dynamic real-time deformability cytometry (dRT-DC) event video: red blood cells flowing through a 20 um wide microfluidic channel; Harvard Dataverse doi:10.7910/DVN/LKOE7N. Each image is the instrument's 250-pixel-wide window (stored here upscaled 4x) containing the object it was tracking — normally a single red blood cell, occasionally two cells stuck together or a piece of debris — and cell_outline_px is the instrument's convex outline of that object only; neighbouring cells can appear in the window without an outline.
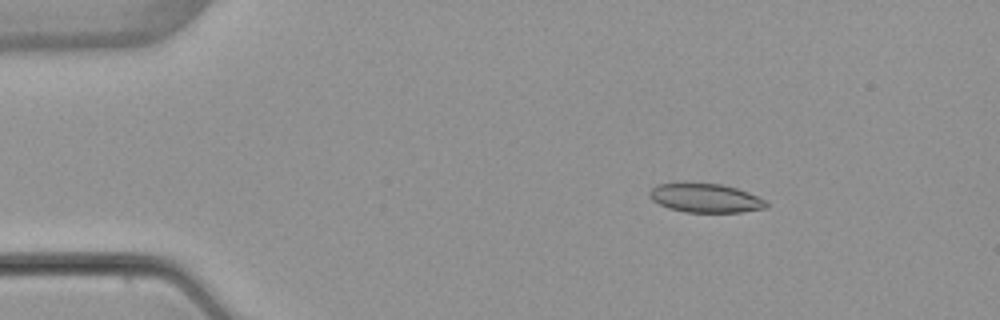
{"species": "common noctule bat (a hibernating species)", "species_latin": "Nyctalus noctula", "temperature_condition": "warm", "stored_images_in_passage": 3, "camera_frame_rate_fps": 3000, "um_per_image_px": 0.085, "animal": {"sex": "female", "body_mass_g": 22.7, "forearm_length_mm": 54.2}, "frame": {"image": 1, "passage_image": 1, "time_ms": 0.0, "image_size_px": [1000, 320], "cell_outline_px": [[768, 208], [740, 212], [684, 212], [668, 208], [652, 200], [648, 196], [648, 192], [656, 184], [684, 180], [720, 184], [736, 188], [748, 192], [764, 200], [768, 204]], "centroid_in_image_um": [59.88, 16.79], "position_along_channel_um": 25.1, "area_um2": 20.35}}